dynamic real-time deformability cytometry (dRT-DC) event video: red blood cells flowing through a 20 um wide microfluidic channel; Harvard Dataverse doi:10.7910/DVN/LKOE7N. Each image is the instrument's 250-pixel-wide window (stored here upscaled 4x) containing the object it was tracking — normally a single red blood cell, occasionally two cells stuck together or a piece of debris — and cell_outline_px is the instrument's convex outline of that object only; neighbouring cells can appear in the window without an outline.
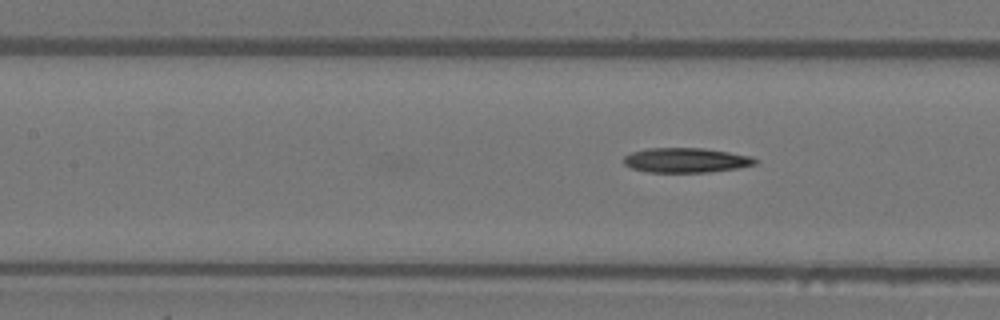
{"species": "Egyptian fruit bat (a non-hibernating species)", "species_latin": "Rousettus aegyptiacus", "temperature_condition": "warm", "stored_images_in_passage": 5, "camera_frame_rate_fps": 3000, "um_per_image_px": 0.085, "animal": {"sex": "female"}, "frame": {"image": 1, "passage_image": 5, "time_ms": 1.333, "image_size_px": [1000, 320], "cell_outline_px": [[756, 164], [740, 168], [708, 172], [648, 172], [632, 168], [624, 164], [624, 156], [632, 152], [648, 148], [704, 148], [752, 156], [756, 160]], "centroid_in_image_um": [58.32, 13.62], "position_along_channel_um": 149.1, "area_um2": 18.9}}